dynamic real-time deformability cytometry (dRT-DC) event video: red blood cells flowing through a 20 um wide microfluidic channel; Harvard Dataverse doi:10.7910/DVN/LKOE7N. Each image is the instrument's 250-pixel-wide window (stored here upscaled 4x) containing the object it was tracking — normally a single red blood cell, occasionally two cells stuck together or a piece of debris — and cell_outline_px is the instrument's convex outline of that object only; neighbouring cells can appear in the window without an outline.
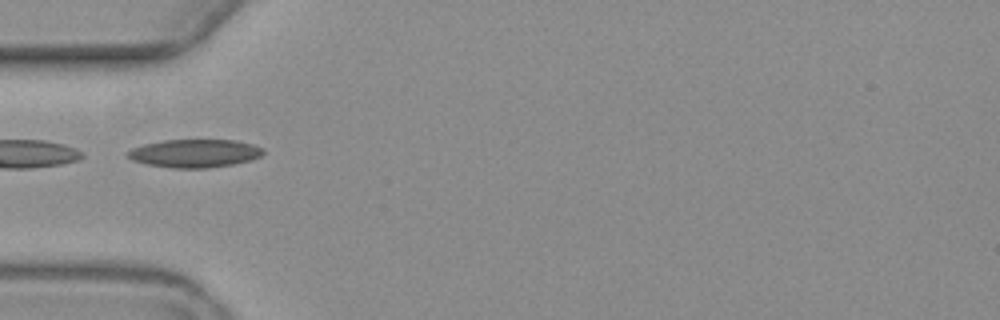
{"species": "common noctule bat (a hibernating species)", "species_latin": "Nyctalus noctula", "temperature_condition": "warm", "stored_images_in_passage": 7, "camera_frame_rate_fps": 3000, "um_per_image_px": 0.085, "animal": {"sex": "female", "body_mass_g": 19.3, "forearm_length_mm": 54.1}, "frame": {"image": 1, "passage_image": 2, "time_ms": 1.333, "image_size_px": [1000, 320], "cell_outline_px": [[264, 152], [260, 156], [252, 160], [232, 164], [208, 168], [172, 168], [148, 164], [132, 160], [128, 156], [128, 152], [132, 148], [144, 144], [164, 140], [236, 140], [252, 144], [264, 148]], "centroid_in_image_um": [16.58, 13.03], "position_along_channel_um": 68.4, "area_um2": 22.14}}
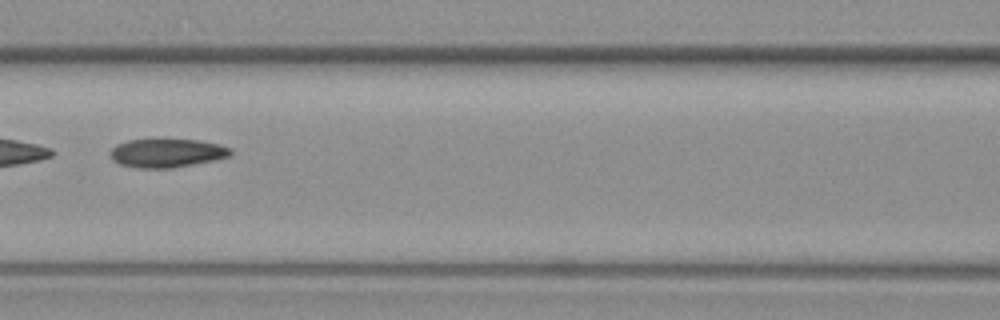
{"frame": {"image": 2, "passage_image": 4, "time_ms": 3.667, "image_size_px": [1000, 320], "cell_outline_px": [[232, 152], [228, 156], [212, 160], [172, 168], [140, 168], [120, 164], [112, 160], [108, 152], [116, 144], [128, 140], [152, 136], [196, 140], [220, 144], [232, 148]], "centroid_in_image_um": [14.11, 12.95], "position_along_channel_um": 152.5, "area_um2": 20.87}}
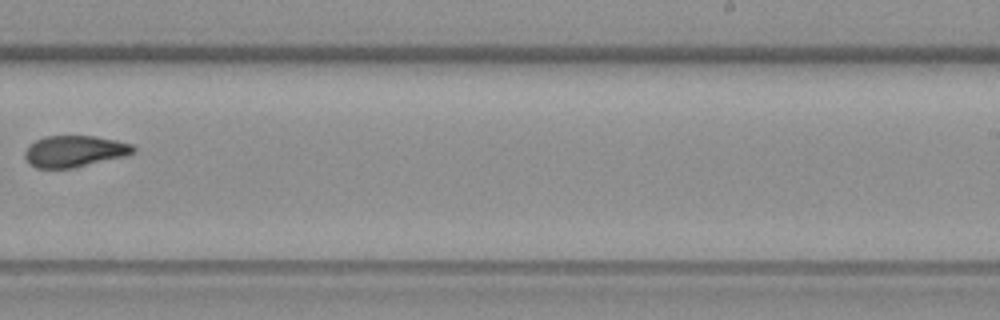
{"frame": {"image": 3, "passage_image": 7, "time_ms": 7.333, "image_size_px": [1000, 320], "cell_outline_px": [[136, 152], [124, 156], [72, 168], [36, 168], [28, 164], [24, 156], [24, 152], [36, 140], [44, 136], [96, 136], [116, 140], [132, 144], [136, 148]], "centroid_in_image_um": [6.33, 12.85], "position_along_channel_um": 282.7, "area_um2": 19.83}}